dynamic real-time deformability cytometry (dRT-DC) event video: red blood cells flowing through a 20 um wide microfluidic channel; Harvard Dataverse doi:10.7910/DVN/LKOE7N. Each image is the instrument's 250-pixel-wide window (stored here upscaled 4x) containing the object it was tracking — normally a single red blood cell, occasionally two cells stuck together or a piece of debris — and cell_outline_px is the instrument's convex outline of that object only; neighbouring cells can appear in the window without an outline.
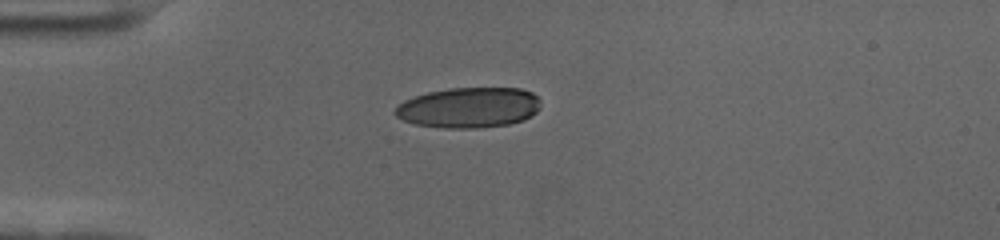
{"species": "human", "species_latin": "Homo sapiens", "temperature_condition": "cold", "stored_images_in_passage": 43, "camera_frame_rate_fps": 3000, "um_per_image_px": 0.085, "donor": {"sex": "female"}, "frame": {"image": 1, "passage_image": 1, "time_ms": 0.0, "image_size_px": [1000, 240], "cell_outline_px": [[540, 108], [532, 116], [524, 120], [508, 124], [476, 128], [444, 128], [416, 124], [404, 120], [396, 116], [392, 112], [404, 100], [428, 92], [448, 88], [520, 88], [532, 92], [540, 100]], "centroid_in_image_um": [39.88, 9.14], "position_along_channel_um": 45.1, "area_um2": 34.33}}
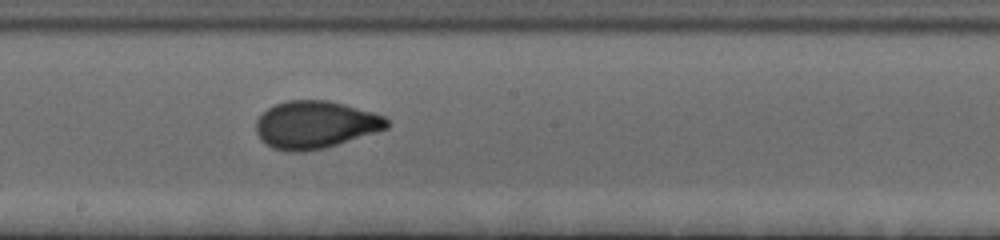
{"frame": {"image": 2, "passage_image": 18, "time_ms": 5.667, "image_size_px": [1000, 240], "cell_outline_px": [[388, 128], [324, 148], [304, 152], [288, 152], [272, 148], [260, 140], [256, 132], [256, 120], [268, 108], [276, 104], [288, 100], [328, 100], [344, 104], [372, 112], [384, 116], [388, 120]], "centroid_in_image_um": [26.76, 10.61], "position_along_channel_um": 221.4, "area_um2": 36.13}}
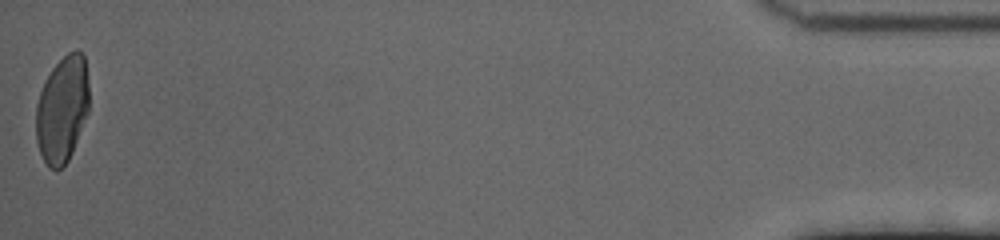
{"frame": {"image": 3, "passage_image": 43, "time_ms": 14.0, "image_size_px": [1000, 240], "cell_outline_px": [[88, 112], [72, 152], [68, 160], [56, 172], [48, 168], [40, 152], [36, 140], [36, 104], [40, 92], [52, 68], [68, 52], [76, 48], [84, 56], [88, 80]], "centroid_in_image_um": [5.28, 9.3], "position_along_channel_um": 429.9, "area_um2": 32.89}, "authors_computed_cell_mechanics": {"area_um2": 34.8534, "velocity_mm_per_s": 3.5467, "shape_relaxation_time_tau1_ms": 5.0944, "shape_relaxation_time_tau2_ms": null, "deformation_change_tau1": 0.1952, "deformation_change_tau2": null}}